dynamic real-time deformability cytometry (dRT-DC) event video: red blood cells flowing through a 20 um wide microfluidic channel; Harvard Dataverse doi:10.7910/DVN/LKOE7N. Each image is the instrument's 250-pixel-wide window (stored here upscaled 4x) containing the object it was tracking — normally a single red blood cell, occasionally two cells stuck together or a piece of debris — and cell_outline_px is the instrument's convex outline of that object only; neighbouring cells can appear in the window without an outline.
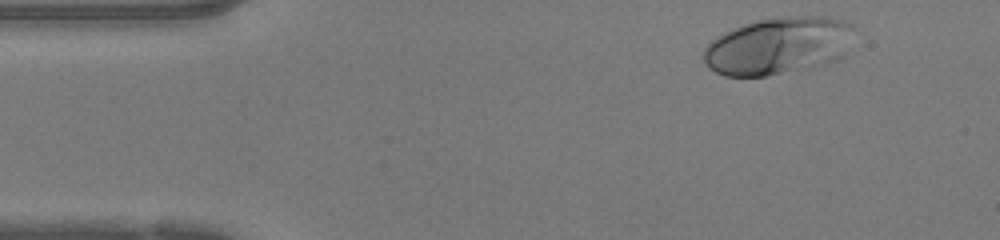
{"species": "human", "species_latin": "Homo sapiens", "temperature_condition": "warm", "stored_images_in_passage": 44, "camera_frame_rate_fps": 3000, "um_per_image_px": 0.085, "donor": {"sex": "female"}, "frame": {"image": 1, "passage_image": 2, "time_ms": 0.333, "image_size_px": [1000, 240], "cell_outline_px": [[852, 24], [848, 52], [844, 56], [836, 60], [824, 64], [768, 76], [724, 76], [708, 68], [704, 60], [704, 48], [716, 36], [732, 28], [756, 20], [792, 16], [812, 16], [844, 20]], "centroid_in_image_um": [66.13, 3.9], "position_along_channel_um": 18.9, "area_um2": 50.11}}
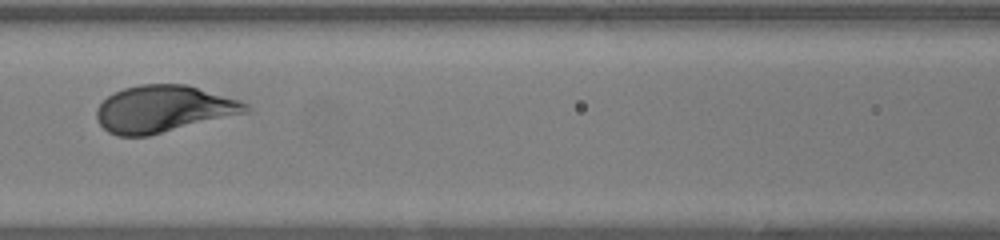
{"frame": {"image": 2, "passage_image": 17, "time_ms": 5.333, "image_size_px": [1000, 240], "cell_outline_px": [[252, 112], [148, 136], [116, 136], [108, 132], [96, 120], [96, 108], [112, 92], [124, 88], [140, 84], [184, 84], [240, 100], [248, 104], [252, 108]], "centroid_in_image_um": [13.92, 9.27], "position_along_channel_um": 152.7, "area_um2": 41.1}}
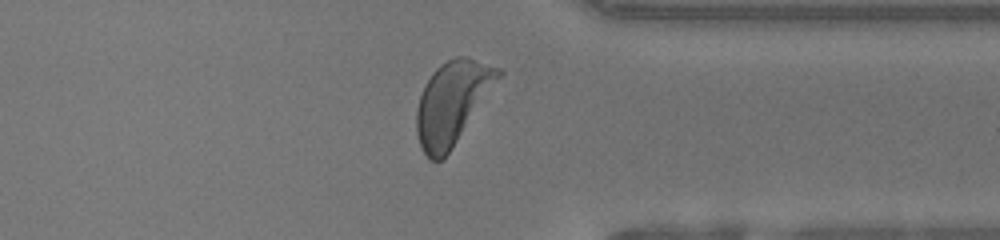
{"frame": {"image": 3, "passage_image": 33, "time_ms": 10.667, "image_size_px": [1000, 240], "cell_outline_px": [[504, 72], [448, 152], [440, 160], [428, 160], [420, 144], [416, 132], [416, 108], [424, 84], [432, 72], [440, 64], [456, 56], [468, 56], [504, 68]], "centroid_in_image_um": [38.43, 8.66], "position_along_channel_um": 373.0, "area_um2": 39.07}, "authors_computed_cell_mechanics": {"area_um2": 40.9513, "velocity_mm_per_s": 4.2443, "shape_relaxation_time_tau1_ms": 1.9665, "shape_relaxation_time_tau2_ms": null, "deformation_change_tau1": 0.1583, "deformation_change_tau2": null}}